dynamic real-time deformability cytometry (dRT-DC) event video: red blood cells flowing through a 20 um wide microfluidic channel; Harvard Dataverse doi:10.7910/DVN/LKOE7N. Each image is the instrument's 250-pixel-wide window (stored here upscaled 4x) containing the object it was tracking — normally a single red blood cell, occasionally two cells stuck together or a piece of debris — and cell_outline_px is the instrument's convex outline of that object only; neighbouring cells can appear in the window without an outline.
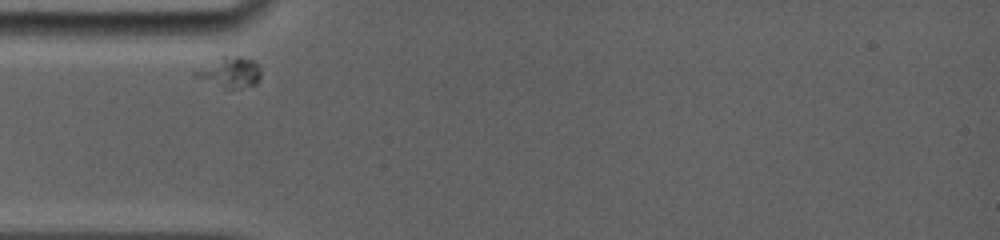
{"species": "common noctule bat (a hibernating species)", "species_latin": "Nyctalus noctula", "temperature_condition": "room temperature", "stored_images_in_passage": 15, "camera_frame_rate_fps": 5000, "um_per_image_px": 0.085, "animal": {"sex": "female", "body_mass_g": 19.0, "forearm_length_mm": 56.7}, "frame": {"image": 1, "passage_image": 1, "time_ms": 0.0, "image_size_px": [1000, 240], "cell_outline_px": [[260, 76], [256, 84], [232, 88], [228, 88], [192, 76], [192, 72], [220, 56], [240, 56], [252, 60], [260, 68]], "centroid_in_image_um": [19.52, 6.11], "position_along_channel_um": 65.5, "area_um2": 11.33}}
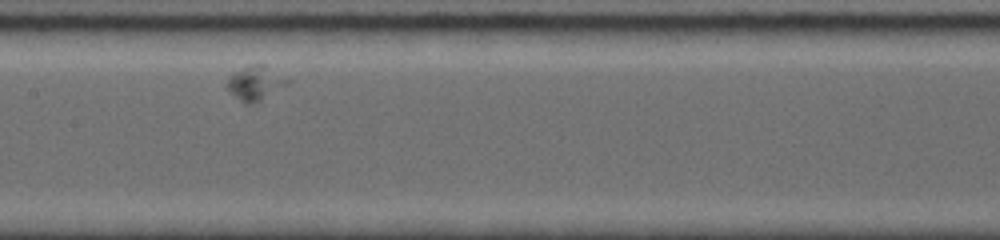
{"frame": {"image": 2, "passage_image": 7, "time_ms": 3.6, "image_size_px": [1000, 240], "cell_outline_px": [[292, 80], [288, 84], [260, 100], [248, 104], [244, 104], [224, 88], [224, 84], [232, 72], [248, 64], [264, 64]], "centroid_in_image_um": [21.65, 7.03], "position_along_channel_um": 185.7, "area_um2": 12.37}}
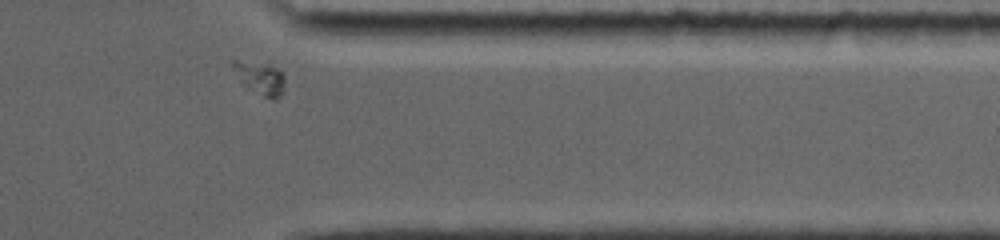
{"frame": {"image": 3, "passage_image": 15, "time_ms": 9.4, "image_size_px": [1000, 240], "cell_outline_px": [[284, 92], [276, 100], [272, 100], [244, 88], [232, 64], [232, 60], [272, 60], [284, 76]], "centroid_in_image_um": [22.16, 6.58], "position_along_channel_um": 389.2, "area_um2": 10.81}}